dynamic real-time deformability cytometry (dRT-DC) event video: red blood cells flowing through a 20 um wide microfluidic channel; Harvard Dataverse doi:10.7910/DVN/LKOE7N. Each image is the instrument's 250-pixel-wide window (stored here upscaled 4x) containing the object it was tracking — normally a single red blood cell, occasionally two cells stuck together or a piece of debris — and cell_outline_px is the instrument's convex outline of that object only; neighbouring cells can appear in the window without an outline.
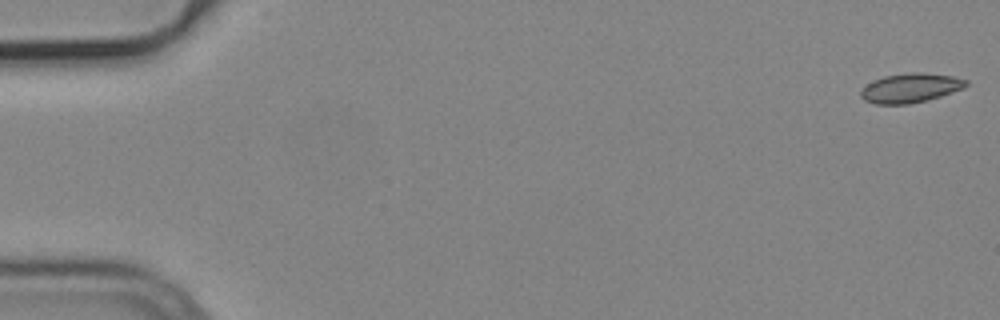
{"species": "common noctule bat (a hibernating species)", "species_latin": "Nyctalus noctula", "temperature_condition": "cold", "stored_images_in_passage": 7, "camera_frame_rate_fps": 3000, "um_per_image_px": 0.085, "animal": {"sex": "male", "body_mass_g": 19.2, "forearm_length_mm": 51.8}, "frame": {"image": 1, "passage_image": 1, "time_ms": 0.0, "image_size_px": [1000, 320], "cell_outline_px": [[968, 84], [964, 88], [928, 100], [908, 104], [876, 104], [864, 100], [860, 96], [860, 88], [884, 76], [908, 72], [920, 72], [952, 76], [968, 80]], "centroid_in_image_um": [77.38, 7.48], "position_along_channel_um": 7.6, "area_um2": 17.98}}